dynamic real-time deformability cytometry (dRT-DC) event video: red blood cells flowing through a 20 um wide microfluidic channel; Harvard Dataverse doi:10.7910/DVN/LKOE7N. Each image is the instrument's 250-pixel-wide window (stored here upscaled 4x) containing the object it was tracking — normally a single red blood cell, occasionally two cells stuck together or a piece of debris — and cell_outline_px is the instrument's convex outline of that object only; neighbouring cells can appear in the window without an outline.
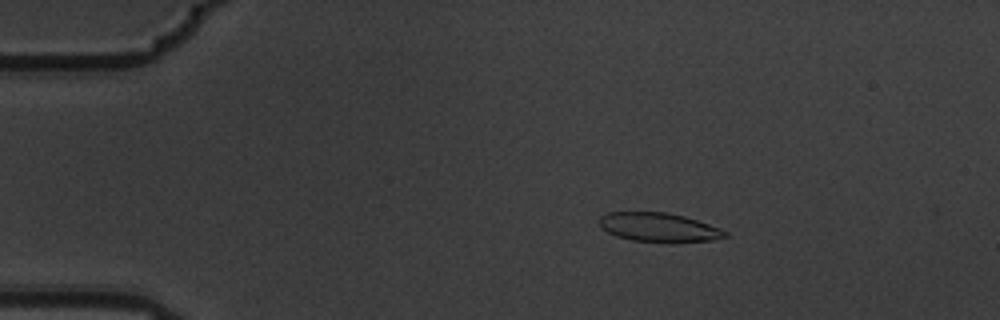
{"species": "common noctule bat (a hibernating species)", "species_latin": "Nyctalus noctula", "temperature_condition": "warm", "stored_images_in_passage": 6, "camera_frame_rate_fps": 3000, "um_per_image_px": 0.085, "animal": {"sex": "male", "body_mass_g": 19.5, "forearm_length_mm": 54.6}, "frame": {"image": 1, "passage_image": 3, "time_ms": 0.667, "image_size_px": [1000, 320], "cell_outline_px": [[728, 236], [712, 240], [632, 240], [616, 236], [608, 232], [600, 224], [600, 216], [608, 212], [668, 212], [684, 216], [720, 228], [728, 232]], "centroid_in_image_um": [55.98, 19.28], "position_along_channel_um": 29.0, "area_um2": 20.4}}